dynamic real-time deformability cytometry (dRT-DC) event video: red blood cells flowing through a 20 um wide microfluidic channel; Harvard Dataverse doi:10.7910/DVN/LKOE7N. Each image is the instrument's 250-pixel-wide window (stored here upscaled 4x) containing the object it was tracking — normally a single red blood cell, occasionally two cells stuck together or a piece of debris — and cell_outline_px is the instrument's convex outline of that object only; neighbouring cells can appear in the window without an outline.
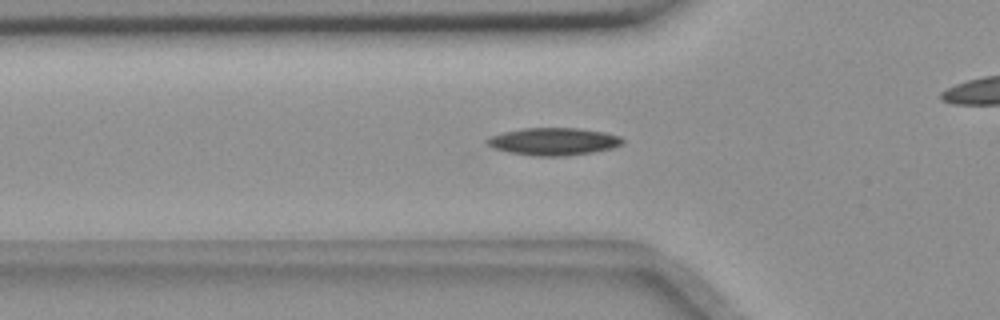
{"species": "common noctule bat (a hibernating species)", "species_latin": "Nyctalus noctula", "temperature_condition": "room temperature", "stored_images_in_passage": 56, "camera_frame_rate_fps": 3000, "um_per_image_px": 0.085, "animal": {"sex": "female", "body_mass_g": 18.4}, "frame": {"image": 1, "passage_image": 18, "time_ms": 5.667, "image_size_px": [1000, 320], "cell_outline_px": [[624, 144], [612, 148], [592, 152], [568, 156], [532, 156], [508, 152], [492, 148], [484, 140], [492, 136], [504, 132], [524, 128], [580, 128], [604, 132], [620, 136], [624, 140]], "centroid_in_image_um": [47.07, 12.03], "position_along_channel_um": 78.7, "area_um2": 21.79}}
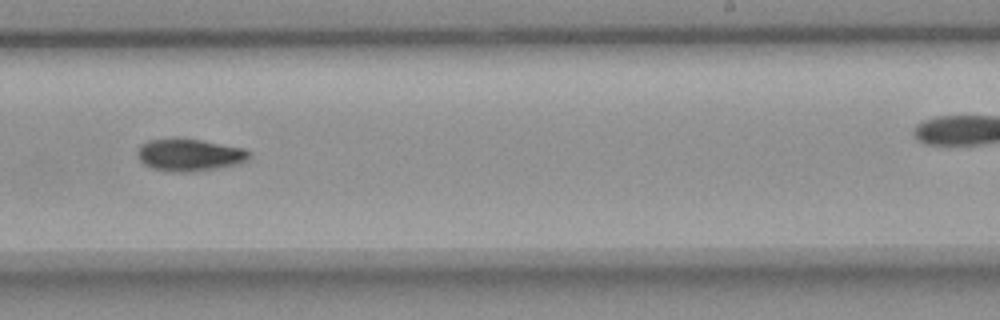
{"frame": {"image": 2, "passage_image": 34, "time_ms": 11.0, "image_size_px": [1000, 320], "cell_outline_px": [[252, 156], [248, 160], [240, 164], [216, 168], [188, 172], [168, 172], [152, 168], [144, 164], [136, 156], [136, 152], [140, 144], [148, 140], [200, 140], [244, 148], [252, 152]], "centroid_in_image_um": [16.13, 13.19], "position_along_channel_um": 272.9, "area_um2": 20.92}}
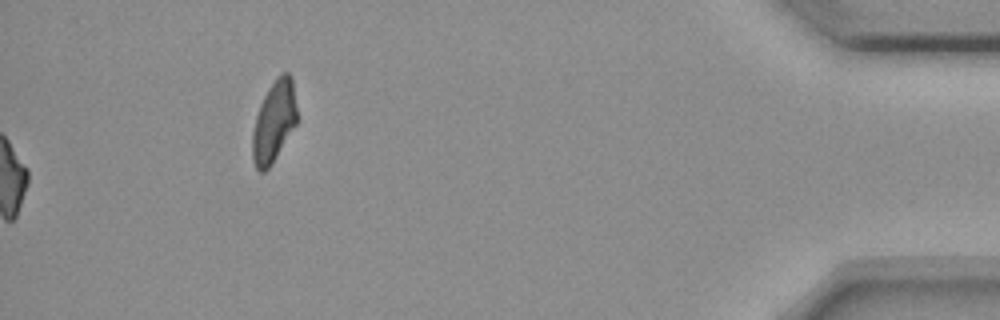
{"frame": {"image": 3, "passage_image": 56, "time_ms": 18.333, "image_size_px": [1000, 320], "cell_outline_px": [[296, 124], [272, 164], [264, 172], [260, 172], [256, 168], [252, 160], [252, 132], [256, 116], [260, 104], [268, 88], [276, 76], [280, 72], [288, 72], [292, 76], [296, 108]], "centroid_in_image_um": [23.27, 10.32], "position_along_channel_um": 411.9, "area_um2": 21.15}, "authors_computed_cell_mechanics": {"area_um2": 19.9988, "velocity_mm_per_s": 3.6447, "shape_relaxation_time_tau1_ms": 7.8686, "shape_relaxation_time_tau2_ms": null, "deformation_change_tau1": 0.1681, "deformation_change_tau2": null}}